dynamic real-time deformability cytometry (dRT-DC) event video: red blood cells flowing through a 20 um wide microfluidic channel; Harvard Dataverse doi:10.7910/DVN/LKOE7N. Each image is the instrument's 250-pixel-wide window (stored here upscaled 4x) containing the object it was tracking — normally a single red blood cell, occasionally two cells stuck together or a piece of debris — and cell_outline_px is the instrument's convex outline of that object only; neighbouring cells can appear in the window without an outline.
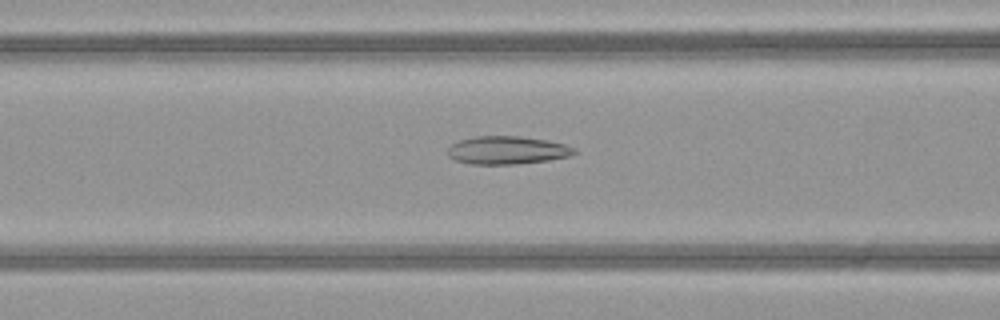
{"species": "common noctule bat (a hibernating species)", "species_latin": "Nyctalus noctula", "temperature_condition": "warm", "stored_images_in_passage": 51, "camera_frame_rate_fps": 3000, "um_per_image_px": 0.085, "animal": {"sex": "female", "body_mass_g": 21.9}, "frame": {"image": 1, "passage_image": 21, "time_ms": 6.667, "image_size_px": [1000, 320], "cell_outline_px": [[580, 152], [568, 156], [548, 160], [516, 164], [468, 164], [456, 160], [448, 156], [448, 148], [452, 144], [460, 140], [476, 136], [520, 136], [548, 140], [564, 144], [576, 148]], "centroid_in_image_um": [43.13, 12.76], "position_along_channel_um": 123.5, "area_um2": 20.75}}
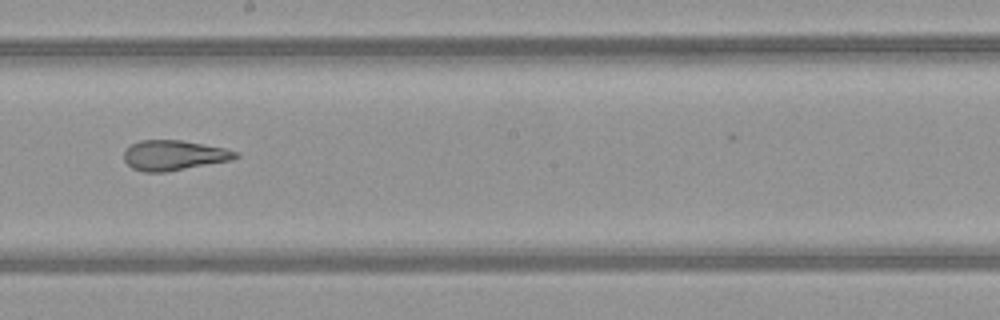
{"frame": {"image": 2, "passage_image": 29, "time_ms": 9.333, "image_size_px": [1000, 320], "cell_outline_px": [[240, 156], [232, 160], [168, 172], [144, 172], [132, 168], [124, 160], [124, 152], [132, 144], [140, 140], [180, 140], [224, 148], [240, 152]], "centroid_in_image_um": [14.81, 13.21], "position_along_channel_um": 233.4, "area_um2": 19.59}}
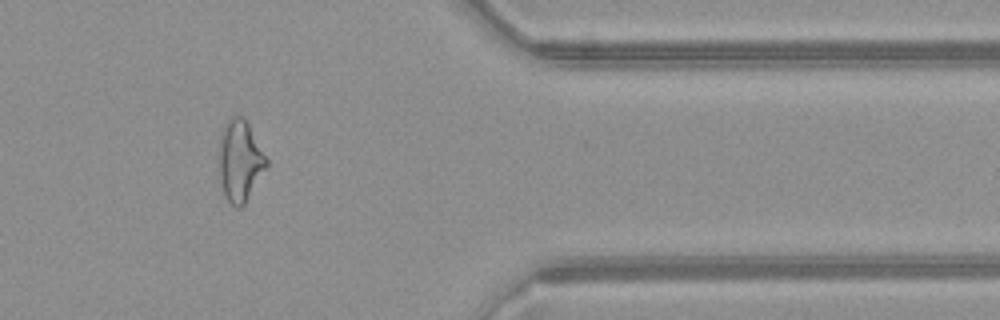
{"frame": {"image": 3, "passage_image": 42, "time_ms": 13.667, "image_size_px": [1000, 320], "cell_outline_px": [[268, 164], [244, 204], [240, 208], [236, 208], [228, 200], [224, 192], [220, 180], [220, 136], [224, 124], [232, 116], [244, 116], [268, 160]], "centroid_in_image_um": [20.4, 13.64], "position_along_channel_um": 391.0, "area_um2": 22.02}}